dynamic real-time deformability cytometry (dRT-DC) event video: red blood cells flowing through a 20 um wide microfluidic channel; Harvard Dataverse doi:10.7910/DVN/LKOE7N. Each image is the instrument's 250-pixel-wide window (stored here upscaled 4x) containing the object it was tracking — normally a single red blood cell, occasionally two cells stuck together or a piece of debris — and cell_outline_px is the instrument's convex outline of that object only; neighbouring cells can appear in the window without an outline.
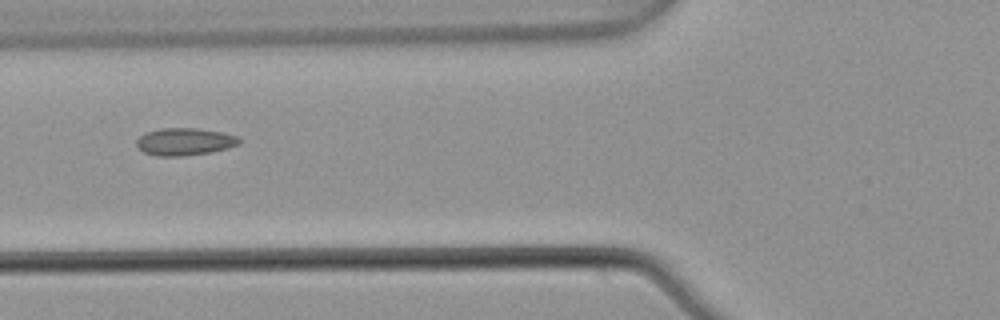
{"species": "common noctule bat (a hibernating species)", "species_latin": "Nyctalus noctula", "temperature_condition": "warm", "stored_images_in_passage": 4, "camera_frame_rate_fps": 3000, "um_per_image_px": 0.085, "animal": {"sex": "male", "body_mass_g": 21.5, "forearm_length_mm": 52.0}, "frame": {"image": 1, "passage_image": 4, "time_ms": 1.0, "image_size_px": [1000, 320], "cell_outline_px": [[240, 144], [228, 148], [212, 152], [184, 156], [156, 156], [144, 152], [136, 144], [136, 140], [140, 136], [148, 132], [160, 128], [196, 128], [224, 132], [236, 136], [240, 140]], "centroid_in_image_um": [15.72, 12.04], "position_along_channel_um": 110.1, "area_um2": 16.42}}